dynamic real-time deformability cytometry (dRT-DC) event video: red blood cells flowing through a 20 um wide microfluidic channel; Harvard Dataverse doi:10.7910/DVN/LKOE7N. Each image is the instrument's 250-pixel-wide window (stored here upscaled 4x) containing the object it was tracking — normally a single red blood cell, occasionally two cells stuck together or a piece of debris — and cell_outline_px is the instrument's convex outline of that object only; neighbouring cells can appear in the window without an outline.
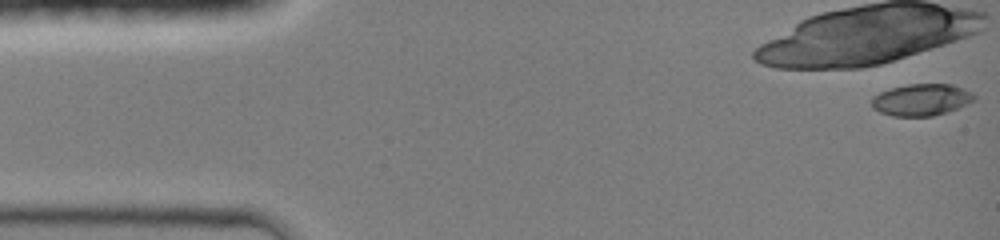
{"species": "common noctule bat (a hibernating species)", "species_latin": "Nyctalus noctula", "temperature_condition": "room temperature", "stored_images_in_passage": 33, "camera_frame_rate_fps": 3000, "um_per_image_px": 0.085, "animal": {"sex": "female", "body_mass_g": 19.0, "forearm_length_mm": 51.5}, "frame": {"image": 1, "passage_image": 1, "time_ms": 0.0, "image_size_px": [1000, 240], "cell_outline_px": [[976, 100], [948, 112], [932, 116], [892, 116], [880, 112], [872, 108], [872, 96], [880, 92], [892, 88], [908, 84], [952, 84], [964, 88], [972, 92], [976, 96]], "centroid_in_image_um": [78.34, 8.48], "position_along_channel_um": 6.7, "area_um2": 19.13}}
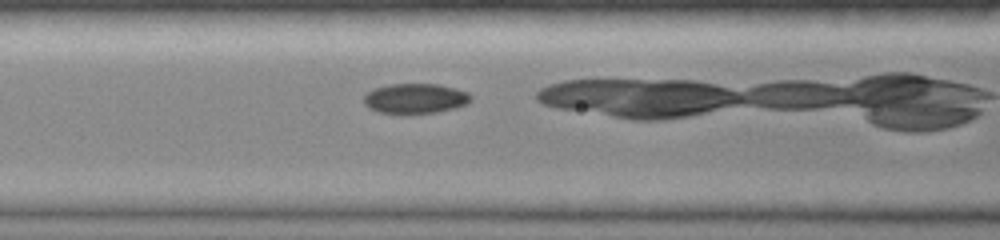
{"frame": {"image": 2, "passage_image": 15, "time_ms": 4.667, "image_size_px": [1000, 240], "cell_outline_px": [[472, 100], [468, 104], [456, 108], [436, 112], [404, 116], [400, 116], [376, 112], [368, 108], [364, 104], [364, 96], [368, 92], [376, 88], [388, 84], [440, 84], [468, 92], [472, 96]], "centroid_in_image_um": [35.29, 8.41], "position_along_channel_um": 131.3, "area_um2": 19.48}}